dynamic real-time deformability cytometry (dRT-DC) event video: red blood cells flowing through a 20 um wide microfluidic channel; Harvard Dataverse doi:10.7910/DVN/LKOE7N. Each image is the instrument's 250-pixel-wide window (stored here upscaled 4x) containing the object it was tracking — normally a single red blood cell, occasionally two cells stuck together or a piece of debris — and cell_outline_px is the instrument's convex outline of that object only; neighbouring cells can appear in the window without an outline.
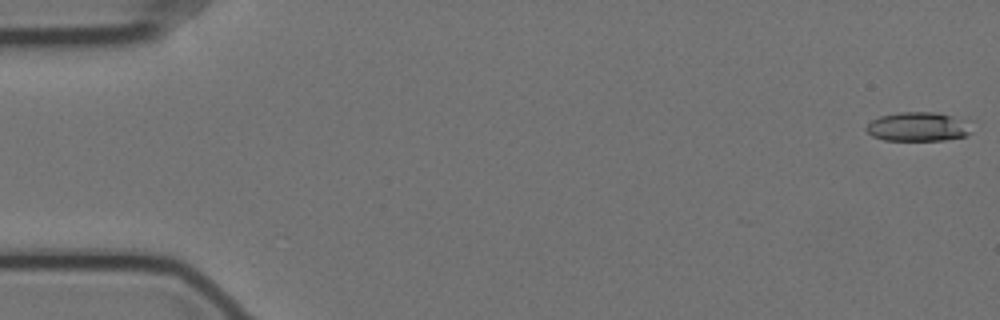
{"species": "Egyptian fruit bat (a non-hibernating species)", "species_latin": "Rousettus aegyptiacus", "temperature_condition": "cold", "stored_images_in_passage": 8, "camera_frame_rate_fps": 3000, "um_per_image_px": 0.085, "animal": {"sex": "female"}, "frame": {"image": 1, "passage_image": 1, "time_ms": 0.0, "image_size_px": [1000, 320], "cell_outline_px": [[976, 120], [972, 132], [968, 136], [944, 140], [884, 140], [872, 136], [864, 128], [872, 120], [880, 116], [900, 112], [936, 112]], "centroid_in_image_um": [78.2, 10.76], "position_along_channel_um": 6.8, "area_um2": 18.61}}